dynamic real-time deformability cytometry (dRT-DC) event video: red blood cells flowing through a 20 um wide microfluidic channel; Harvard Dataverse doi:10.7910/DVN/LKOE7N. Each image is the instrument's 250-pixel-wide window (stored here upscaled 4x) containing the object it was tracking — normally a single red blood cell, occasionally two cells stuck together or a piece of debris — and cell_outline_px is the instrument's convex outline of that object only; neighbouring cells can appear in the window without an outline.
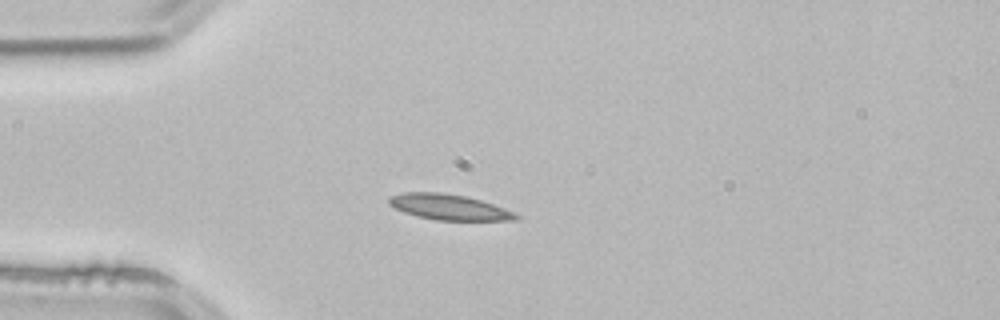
{"species": "common noctule bat (a hibernating species)", "species_latin": "Nyctalus noctula", "temperature_condition": "room temperature", "stored_images_in_passage": 2, "camera_frame_rate_fps": 3000, "um_per_image_px": 0.085, "animal": {"sex": "male", "body_mass_g": 21.5, "forearm_length_mm": 52.0}, "frame": {"image": 1, "passage_image": 2, "time_ms": 0.333, "image_size_px": [1000, 320], "cell_outline_px": [[520, 220], [436, 220], [416, 216], [404, 212], [388, 204], [388, 196], [404, 192], [440, 192], [464, 196], [480, 200], [492, 204], [512, 212], [520, 216]], "centroid_in_image_um": [38.11, 17.6], "position_along_channel_um": 46.9, "area_um2": 18.79}}